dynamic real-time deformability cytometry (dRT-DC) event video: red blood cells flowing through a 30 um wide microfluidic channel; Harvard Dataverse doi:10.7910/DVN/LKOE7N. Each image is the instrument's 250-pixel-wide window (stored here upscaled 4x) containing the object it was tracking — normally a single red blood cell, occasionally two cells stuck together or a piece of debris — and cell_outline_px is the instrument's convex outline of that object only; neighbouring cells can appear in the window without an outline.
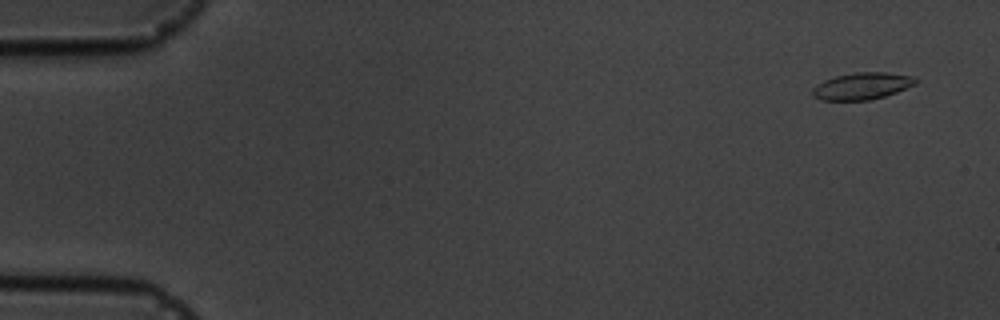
{"species": "common noctule bat (a hibernating species)", "species_latin": "Nyctalus noctula", "temperature_condition": "cold", "stored_images_in_passage": 5, "camera_frame_rate_fps": 3000, "um_per_image_px": 0.085, "animal": {"sex": "male", "body_mass_g": 19.5, "forearm_length_mm": 54.6}, "frame": {"image": 1, "passage_image": 1, "time_ms": 0.0, "image_size_px": [1000, 320], "cell_outline_px": [[920, 80], [916, 84], [896, 92], [872, 100], [820, 100], [812, 96], [812, 88], [816, 84], [824, 80], [836, 76], [856, 72], [888, 72], [916, 76]], "centroid_in_image_um": [73.3, 7.3], "position_along_channel_um": 11.7, "area_um2": 16.42}}
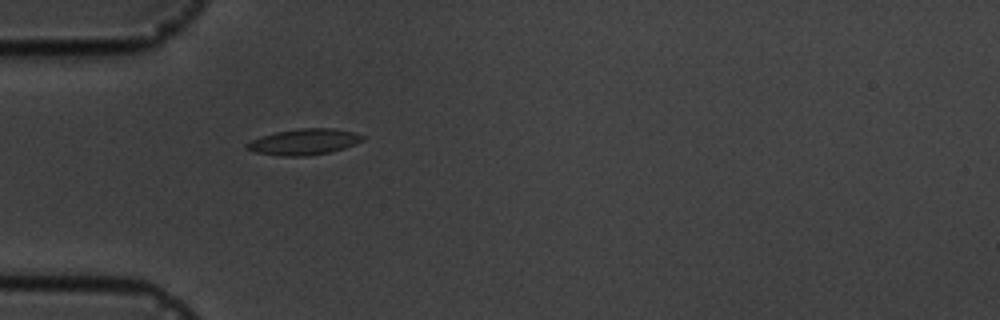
{"frame": {"image": 2, "passage_image": 5, "time_ms": 4.667, "image_size_px": [1000, 320], "cell_outline_px": [[364, 140], [356, 144], [344, 148], [328, 152], [304, 156], [280, 156], [256, 152], [244, 148], [244, 144], [252, 140], [276, 132], [300, 128], [332, 128], [352, 132], [364, 136]], "centroid_in_image_um": [25.83, 12.06], "position_along_channel_um": 59.2, "area_um2": 17.34}}